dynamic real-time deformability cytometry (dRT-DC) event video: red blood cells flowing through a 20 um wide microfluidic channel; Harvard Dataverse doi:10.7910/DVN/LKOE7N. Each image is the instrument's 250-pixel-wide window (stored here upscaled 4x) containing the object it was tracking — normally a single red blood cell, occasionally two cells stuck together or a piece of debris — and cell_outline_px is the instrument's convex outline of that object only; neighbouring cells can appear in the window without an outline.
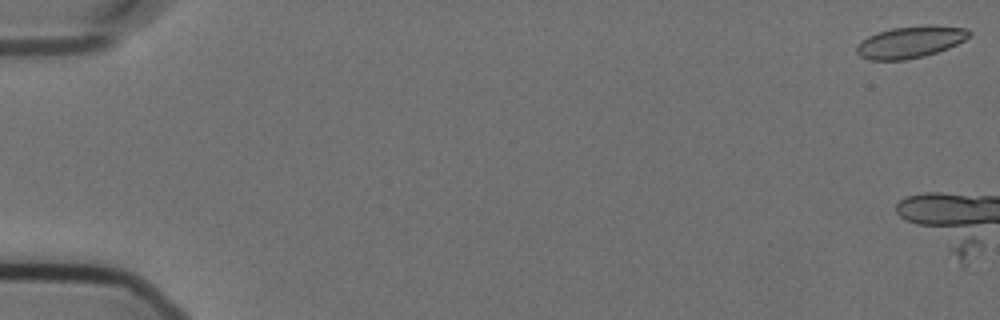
{"species": "Egyptian fruit bat (a non-hibernating species)", "species_latin": "Rousettus aegyptiacus", "temperature_condition": "cold", "stored_images_in_passage": 6, "camera_frame_rate_fps": 3000, "um_per_image_px": 0.085, "animal": {"sex": "female"}, "frame": {"image": 1, "passage_image": 1, "time_ms": 0.0, "image_size_px": [1000, 320], "cell_outline_px": [[972, 32], [964, 40], [948, 48], [924, 56], [904, 60], [868, 60], [860, 56], [856, 52], [856, 48], [860, 40], [868, 36], [892, 28], [928, 24], [968, 28]], "centroid_in_image_um": [77.37, 3.56], "position_along_channel_um": 7.6, "area_um2": 20.92}}